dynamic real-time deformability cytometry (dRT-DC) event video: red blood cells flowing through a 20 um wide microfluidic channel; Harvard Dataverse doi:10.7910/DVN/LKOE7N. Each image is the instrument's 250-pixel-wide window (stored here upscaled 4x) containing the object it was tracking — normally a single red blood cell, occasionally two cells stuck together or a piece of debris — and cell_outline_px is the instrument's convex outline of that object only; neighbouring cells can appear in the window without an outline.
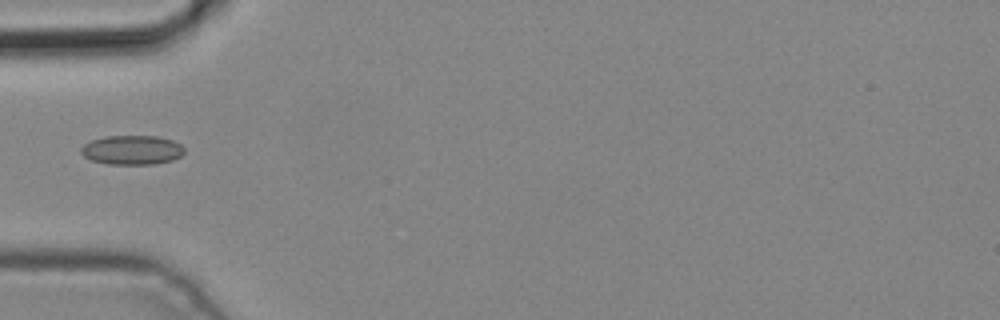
{"species": "common noctule bat (a hibernating species)", "species_latin": "Nyctalus noctula", "temperature_condition": "cold", "stored_images_in_passage": 4, "camera_frame_rate_fps": 3000, "um_per_image_px": 0.085, "animal": {"sex": "male", "body_mass_g": 19.2, "forearm_length_mm": 51.8}, "frame": {"image": 1, "passage_image": 4, "time_ms": 1.0, "image_size_px": [1000, 320], "cell_outline_px": [[184, 152], [180, 156], [172, 160], [156, 164], [108, 164], [92, 160], [84, 156], [80, 152], [80, 148], [84, 144], [92, 140], [104, 136], [156, 136], [172, 140], [180, 144], [184, 148]], "centroid_in_image_um": [11.21, 12.75], "position_along_channel_um": 73.8, "area_um2": 17.63}}